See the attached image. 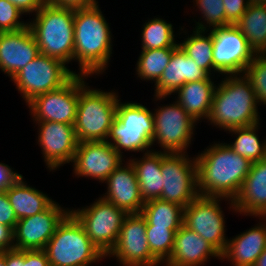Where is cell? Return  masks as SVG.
<instances>
[{
    "label": "cell",
    "mask_w": 266,
    "mask_h": 266,
    "mask_svg": "<svg viewBox=\"0 0 266 266\" xmlns=\"http://www.w3.org/2000/svg\"><path fill=\"white\" fill-rule=\"evenodd\" d=\"M244 76L253 87L259 105H266V54H256L246 66Z\"/></svg>",
    "instance_id": "36"
},
{
    "label": "cell",
    "mask_w": 266,
    "mask_h": 266,
    "mask_svg": "<svg viewBox=\"0 0 266 266\" xmlns=\"http://www.w3.org/2000/svg\"><path fill=\"white\" fill-rule=\"evenodd\" d=\"M225 19L229 25H235L246 12L249 0H223Z\"/></svg>",
    "instance_id": "38"
},
{
    "label": "cell",
    "mask_w": 266,
    "mask_h": 266,
    "mask_svg": "<svg viewBox=\"0 0 266 266\" xmlns=\"http://www.w3.org/2000/svg\"><path fill=\"white\" fill-rule=\"evenodd\" d=\"M178 47L141 50L136 64V74L141 80L153 81L160 79L164 69L169 64L172 53Z\"/></svg>",
    "instance_id": "32"
},
{
    "label": "cell",
    "mask_w": 266,
    "mask_h": 266,
    "mask_svg": "<svg viewBox=\"0 0 266 266\" xmlns=\"http://www.w3.org/2000/svg\"><path fill=\"white\" fill-rule=\"evenodd\" d=\"M5 264L6 266H25V250L5 251Z\"/></svg>",
    "instance_id": "45"
},
{
    "label": "cell",
    "mask_w": 266,
    "mask_h": 266,
    "mask_svg": "<svg viewBox=\"0 0 266 266\" xmlns=\"http://www.w3.org/2000/svg\"><path fill=\"white\" fill-rule=\"evenodd\" d=\"M112 33L99 4L75 9L74 60L77 74L92 76L105 73L112 56Z\"/></svg>",
    "instance_id": "2"
},
{
    "label": "cell",
    "mask_w": 266,
    "mask_h": 266,
    "mask_svg": "<svg viewBox=\"0 0 266 266\" xmlns=\"http://www.w3.org/2000/svg\"><path fill=\"white\" fill-rule=\"evenodd\" d=\"M107 257H116L121 266H158L152 256L146 235V219L141 215L128 214L122 223L118 240Z\"/></svg>",
    "instance_id": "14"
},
{
    "label": "cell",
    "mask_w": 266,
    "mask_h": 266,
    "mask_svg": "<svg viewBox=\"0 0 266 266\" xmlns=\"http://www.w3.org/2000/svg\"><path fill=\"white\" fill-rule=\"evenodd\" d=\"M24 180L25 178L21 175L6 190L9 203L18 220L45 211L54 202L48 195L28 185Z\"/></svg>",
    "instance_id": "27"
},
{
    "label": "cell",
    "mask_w": 266,
    "mask_h": 266,
    "mask_svg": "<svg viewBox=\"0 0 266 266\" xmlns=\"http://www.w3.org/2000/svg\"><path fill=\"white\" fill-rule=\"evenodd\" d=\"M260 123L252 126L235 128L228 133L235 135L234 142L228 145L235 153L249 159L252 163L266 158V139L261 141L257 134ZM262 142V143H261Z\"/></svg>",
    "instance_id": "31"
},
{
    "label": "cell",
    "mask_w": 266,
    "mask_h": 266,
    "mask_svg": "<svg viewBox=\"0 0 266 266\" xmlns=\"http://www.w3.org/2000/svg\"><path fill=\"white\" fill-rule=\"evenodd\" d=\"M196 3L195 7L201 13L200 17L204 21H200L201 18L196 22L195 28L197 30H207L229 26L225 19V8L223 0H193ZM208 27V28H207Z\"/></svg>",
    "instance_id": "35"
},
{
    "label": "cell",
    "mask_w": 266,
    "mask_h": 266,
    "mask_svg": "<svg viewBox=\"0 0 266 266\" xmlns=\"http://www.w3.org/2000/svg\"><path fill=\"white\" fill-rule=\"evenodd\" d=\"M259 103L244 74L226 75L216 85L208 122L229 131L260 123Z\"/></svg>",
    "instance_id": "3"
},
{
    "label": "cell",
    "mask_w": 266,
    "mask_h": 266,
    "mask_svg": "<svg viewBox=\"0 0 266 266\" xmlns=\"http://www.w3.org/2000/svg\"><path fill=\"white\" fill-rule=\"evenodd\" d=\"M153 111L136 102L122 103L118 99L116 118L110 128L107 142L121 155L125 152L147 153L152 148L154 135ZM149 149V150H148Z\"/></svg>",
    "instance_id": "7"
},
{
    "label": "cell",
    "mask_w": 266,
    "mask_h": 266,
    "mask_svg": "<svg viewBox=\"0 0 266 266\" xmlns=\"http://www.w3.org/2000/svg\"><path fill=\"white\" fill-rule=\"evenodd\" d=\"M213 80H198L185 83L174 94L178 104L197 123L207 120L211 111L216 84Z\"/></svg>",
    "instance_id": "25"
},
{
    "label": "cell",
    "mask_w": 266,
    "mask_h": 266,
    "mask_svg": "<svg viewBox=\"0 0 266 266\" xmlns=\"http://www.w3.org/2000/svg\"><path fill=\"white\" fill-rule=\"evenodd\" d=\"M213 257L221 260V253L183 224L175 234L173 250L165 266H204Z\"/></svg>",
    "instance_id": "22"
},
{
    "label": "cell",
    "mask_w": 266,
    "mask_h": 266,
    "mask_svg": "<svg viewBox=\"0 0 266 266\" xmlns=\"http://www.w3.org/2000/svg\"><path fill=\"white\" fill-rule=\"evenodd\" d=\"M227 201L229 210L236 213L232 200L222 197L198 195L184 208L183 224L212 244L221 254L225 251L228 241L221 201Z\"/></svg>",
    "instance_id": "11"
},
{
    "label": "cell",
    "mask_w": 266,
    "mask_h": 266,
    "mask_svg": "<svg viewBox=\"0 0 266 266\" xmlns=\"http://www.w3.org/2000/svg\"><path fill=\"white\" fill-rule=\"evenodd\" d=\"M207 71L199 67L192 58L178 47L171 56L160 79L154 84V99L163 100L174 93L185 83L198 80H214Z\"/></svg>",
    "instance_id": "20"
},
{
    "label": "cell",
    "mask_w": 266,
    "mask_h": 266,
    "mask_svg": "<svg viewBox=\"0 0 266 266\" xmlns=\"http://www.w3.org/2000/svg\"><path fill=\"white\" fill-rule=\"evenodd\" d=\"M75 9L52 5L48 1L28 20L40 53L66 65L74 60Z\"/></svg>",
    "instance_id": "4"
},
{
    "label": "cell",
    "mask_w": 266,
    "mask_h": 266,
    "mask_svg": "<svg viewBox=\"0 0 266 266\" xmlns=\"http://www.w3.org/2000/svg\"><path fill=\"white\" fill-rule=\"evenodd\" d=\"M250 4H266V0H249Z\"/></svg>",
    "instance_id": "48"
},
{
    "label": "cell",
    "mask_w": 266,
    "mask_h": 266,
    "mask_svg": "<svg viewBox=\"0 0 266 266\" xmlns=\"http://www.w3.org/2000/svg\"><path fill=\"white\" fill-rule=\"evenodd\" d=\"M197 191L200 196L234 200L248 175L252 162L235 153L228 143L214 142L195 157Z\"/></svg>",
    "instance_id": "1"
},
{
    "label": "cell",
    "mask_w": 266,
    "mask_h": 266,
    "mask_svg": "<svg viewBox=\"0 0 266 266\" xmlns=\"http://www.w3.org/2000/svg\"><path fill=\"white\" fill-rule=\"evenodd\" d=\"M148 21V22H147ZM141 30L142 50L179 47L172 23L160 17L147 20Z\"/></svg>",
    "instance_id": "33"
},
{
    "label": "cell",
    "mask_w": 266,
    "mask_h": 266,
    "mask_svg": "<svg viewBox=\"0 0 266 266\" xmlns=\"http://www.w3.org/2000/svg\"><path fill=\"white\" fill-rule=\"evenodd\" d=\"M253 266H266V249L260 254Z\"/></svg>",
    "instance_id": "46"
},
{
    "label": "cell",
    "mask_w": 266,
    "mask_h": 266,
    "mask_svg": "<svg viewBox=\"0 0 266 266\" xmlns=\"http://www.w3.org/2000/svg\"><path fill=\"white\" fill-rule=\"evenodd\" d=\"M141 215L146 219V227L180 228L183 225L184 207L161 199H151L144 203Z\"/></svg>",
    "instance_id": "30"
},
{
    "label": "cell",
    "mask_w": 266,
    "mask_h": 266,
    "mask_svg": "<svg viewBox=\"0 0 266 266\" xmlns=\"http://www.w3.org/2000/svg\"><path fill=\"white\" fill-rule=\"evenodd\" d=\"M153 109L155 143L161 147L159 152L187 153L194 138L196 121L175 100L167 105ZM190 144V145H189Z\"/></svg>",
    "instance_id": "10"
},
{
    "label": "cell",
    "mask_w": 266,
    "mask_h": 266,
    "mask_svg": "<svg viewBox=\"0 0 266 266\" xmlns=\"http://www.w3.org/2000/svg\"><path fill=\"white\" fill-rule=\"evenodd\" d=\"M233 203L236 214L266 217V158L252 163Z\"/></svg>",
    "instance_id": "23"
},
{
    "label": "cell",
    "mask_w": 266,
    "mask_h": 266,
    "mask_svg": "<svg viewBox=\"0 0 266 266\" xmlns=\"http://www.w3.org/2000/svg\"><path fill=\"white\" fill-rule=\"evenodd\" d=\"M75 74L77 72L69 69L63 61L40 53L18 71L11 81L28 104L39 95L61 88Z\"/></svg>",
    "instance_id": "8"
},
{
    "label": "cell",
    "mask_w": 266,
    "mask_h": 266,
    "mask_svg": "<svg viewBox=\"0 0 266 266\" xmlns=\"http://www.w3.org/2000/svg\"><path fill=\"white\" fill-rule=\"evenodd\" d=\"M40 54L29 26L0 32V70L10 79Z\"/></svg>",
    "instance_id": "19"
},
{
    "label": "cell",
    "mask_w": 266,
    "mask_h": 266,
    "mask_svg": "<svg viewBox=\"0 0 266 266\" xmlns=\"http://www.w3.org/2000/svg\"><path fill=\"white\" fill-rule=\"evenodd\" d=\"M52 5L72 8V9H81L88 8L98 4V0H47Z\"/></svg>",
    "instance_id": "43"
},
{
    "label": "cell",
    "mask_w": 266,
    "mask_h": 266,
    "mask_svg": "<svg viewBox=\"0 0 266 266\" xmlns=\"http://www.w3.org/2000/svg\"><path fill=\"white\" fill-rule=\"evenodd\" d=\"M80 97V74L65 85L35 97L26 104L33 121L61 122L74 126Z\"/></svg>",
    "instance_id": "13"
},
{
    "label": "cell",
    "mask_w": 266,
    "mask_h": 266,
    "mask_svg": "<svg viewBox=\"0 0 266 266\" xmlns=\"http://www.w3.org/2000/svg\"><path fill=\"white\" fill-rule=\"evenodd\" d=\"M17 7L24 15H35L47 0H8Z\"/></svg>",
    "instance_id": "41"
},
{
    "label": "cell",
    "mask_w": 266,
    "mask_h": 266,
    "mask_svg": "<svg viewBox=\"0 0 266 266\" xmlns=\"http://www.w3.org/2000/svg\"><path fill=\"white\" fill-rule=\"evenodd\" d=\"M20 176L8 164L0 162V192L6 191Z\"/></svg>",
    "instance_id": "40"
},
{
    "label": "cell",
    "mask_w": 266,
    "mask_h": 266,
    "mask_svg": "<svg viewBox=\"0 0 266 266\" xmlns=\"http://www.w3.org/2000/svg\"><path fill=\"white\" fill-rule=\"evenodd\" d=\"M25 266H50L44 250H25Z\"/></svg>",
    "instance_id": "42"
},
{
    "label": "cell",
    "mask_w": 266,
    "mask_h": 266,
    "mask_svg": "<svg viewBox=\"0 0 266 266\" xmlns=\"http://www.w3.org/2000/svg\"><path fill=\"white\" fill-rule=\"evenodd\" d=\"M70 212L54 201L45 211L19 219L13 230L16 250H44L55 229Z\"/></svg>",
    "instance_id": "16"
},
{
    "label": "cell",
    "mask_w": 266,
    "mask_h": 266,
    "mask_svg": "<svg viewBox=\"0 0 266 266\" xmlns=\"http://www.w3.org/2000/svg\"><path fill=\"white\" fill-rule=\"evenodd\" d=\"M18 219L9 203L6 191L0 192V224L9 226L14 230Z\"/></svg>",
    "instance_id": "39"
},
{
    "label": "cell",
    "mask_w": 266,
    "mask_h": 266,
    "mask_svg": "<svg viewBox=\"0 0 266 266\" xmlns=\"http://www.w3.org/2000/svg\"><path fill=\"white\" fill-rule=\"evenodd\" d=\"M180 228L146 227L148 246L152 256L160 263H166L173 250L175 234Z\"/></svg>",
    "instance_id": "34"
},
{
    "label": "cell",
    "mask_w": 266,
    "mask_h": 266,
    "mask_svg": "<svg viewBox=\"0 0 266 266\" xmlns=\"http://www.w3.org/2000/svg\"><path fill=\"white\" fill-rule=\"evenodd\" d=\"M24 15L17 7L8 0H0V32L16 31L28 26L23 21Z\"/></svg>",
    "instance_id": "37"
},
{
    "label": "cell",
    "mask_w": 266,
    "mask_h": 266,
    "mask_svg": "<svg viewBox=\"0 0 266 266\" xmlns=\"http://www.w3.org/2000/svg\"><path fill=\"white\" fill-rule=\"evenodd\" d=\"M179 30L186 33L184 34L186 36L188 34L187 38L178 43V46L183 52L192 58L199 67L207 71L211 76H215L216 73H219L214 68L212 32L209 31V33H207V30L193 29V33L189 36V33H187L186 30H183L182 27L179 28Z\"/></svg>",
    "instance_id": "29"
},
{
    "label": "cell",
    "mask_w": 266,
    "mask_h": 266,
    "mask_svg": "<svg viewBox=\"0 0 266 266\" xmlns=\"http://www.w3.org/2000/svg\"><path fill=\"white\" fill-rule=\"evenodd\" d=\"M213 34V62L219 74H243L256 55L235 25L210 30Z\"/></svg>",
    "instance_id": "15"
},
{
    "label": "cell",
    "mask_w": 266,
    "mask_h": 266,
    "mask_svg": "<svg viewBox=\"0 0 266 266\" xmlns=\"http://www.w3.org/2000/svg\"><path fill=\"white\" fill-rule=\"evenodd\" d=\"M0 266H6V264H5V252H0Z\"/></svg>",
    "instance_id": "47"
},
{
    "label": "cell",
    "mask_w": 266,
    "mask_h": 266,
    "mask_svg": "<svg viewBox=\"0 0 266 266\" xmlns=\"http://www.w3.org/2000/svg\"><path fill=\"white\" fill-rule=\"evenodd\" d=\"M70 212L82 224L91 242L106 257L114 248L124 218L128 215L99 197L89 206L70 209Z\"/></svg>",
    "instance_id": "9"
},
{
    "label": "cell",
    "mask_w": 266,
    "mask_h": 266,
    "mask_svg": "<svg viewBox=\"0 0 266 266\" xmlns=\"http://www.w3.org/2000/svg\"><path fill=\"white\" fill-rule=\"evenodd\" d=\"M38 125V142L44 162L50 171H55L64 164L72 163L78 146L73 125L52 122L34 121Z\"/></svg>",
    "instance_id": "17"
},
{
    "label": "cell",
    "mask_w": 266,
    "mask_h": 266,
    "mask_svg": "<svg viewBox=\"0 0 266 266\" xmlns=\"http://www.w3.org/2000/svg\"><path fill=\"white\" fill-rule=\"evenodd\" d=\"M14 249L13 230L7 226L0 224V252Z\"/></svg>",
    "instance_id": "44"
},
{
    "label": "cell",
    "mask_w": 266,
    "mask_h": 266,
    "mask_svg": "<svg viewBox=\"0 0 266 266\" xmlns=\"http://www.w3.org/2000/svg\"><path fill=\"white\" fill-rule=\"evenodd\" d=\"M136 172L141 197L144 202L160 199L163 190V176L161 171L162 152L152 150L143 153L141 158L128 159Z\"/></svg>",
    "instance_id": "26"
},
{
    "label": "cell",
    "mask_w": 266,
    "mask_h": 266,
    "mask_svg": "<svg viewBox=\"0 0 266 266\" xmlns=\"http://www.w3.org/2000/svg\"><path fill=\"white\" fill-rule=\"evenodd\" d=\"M125 160L107 141L79 142L73 164V174L103 183Z\"/></svg>",
    "instance_id": "18"
},
{
    "label": "cell",
    "mask_w": 266,
    "mask_h": 266,
    "mask_svg": "<svg viewBox=\"0 0 266 266\" xmlns=\"http://www.w3.org/2000/svg\"><path fill=\"white\" fill-rule=\"evenodd\" d=\"M44 251L50 266H90L106 258L71 212L58 224Z\"/></svg>",
    "instance_id": "6"
},
{
    "label": "cell",
    "mask_w": 266,
    "mask_h": 266,
    "mask_svg": "<svg viewBox=\"0 0 266 266\" xmlns=\"http://www.w3.org/2000/svg\"><path fill=\"white\" fill-rule=\"evenodd\" d=\"M90 76L80 74V97L74 129L78 142L106 141L116 118L118 92L88 86Z\"/></svg>",
    "instance_id": "5"
},
{
    "label": "cell",
    "mask_w": 266,
    "mask_h": 266,
    "mask_svg": "<svg viewBox=\"0 0 266 266\" xmlns=\"http://www.w3.org/2000/svg\"><path fill=\"white\" fill-rule=\"evenodd\" d=\"M163 190L161 200L188 206L198 195L197 163L188 153L162 152Z\"/></svg>",
    "instance_id": "12"
},
{
    "label": "cell",
    "mask_w": 266,
    "mask_h": 266,
    "mask_svg": "<svg viewBox=\"0 0 266 266\" xmlns=\"http://www.w3.org/2000/svg\"><path fill=\"white\" fill-rule=\"evenodd\" d=\"M250 229L228 239L221 260L227 259L232 266H253L260 254L266 249V217Z\"/></svg>",
    "instance_id": "24"
},
{
    "label": "cell",
    "mask_w": 266,
    "mask_h": 266,
    "mask_svg": "<svg viewBox=\"0 0 266 266\" xmlns=\"http://www.w3.org/2000/svg\"><path fill=\"white\" fill-rule=\"evenodd\" d=\"M103 183L107 186V192L101 195L102 199L127 214L141 212L145 202L141 197L136 172L129 160L126 159Z\"/></svg>",
    "instance_id": "21"
},
{
    "label": "cell",
    "mask_w": 266,
    "mask_h": 266,
    "mask_svg": "<svg viewBox=\"0 0 266 266\" xmlns=\"http://www.w3.org/2000/svg\"><path fill=\"white\" fill-rule=\"evenodd\" d=\"M235 26L255 54H266V4H250Z\"/></svg>",
    "instance_id": "28"
}]
</instances>
